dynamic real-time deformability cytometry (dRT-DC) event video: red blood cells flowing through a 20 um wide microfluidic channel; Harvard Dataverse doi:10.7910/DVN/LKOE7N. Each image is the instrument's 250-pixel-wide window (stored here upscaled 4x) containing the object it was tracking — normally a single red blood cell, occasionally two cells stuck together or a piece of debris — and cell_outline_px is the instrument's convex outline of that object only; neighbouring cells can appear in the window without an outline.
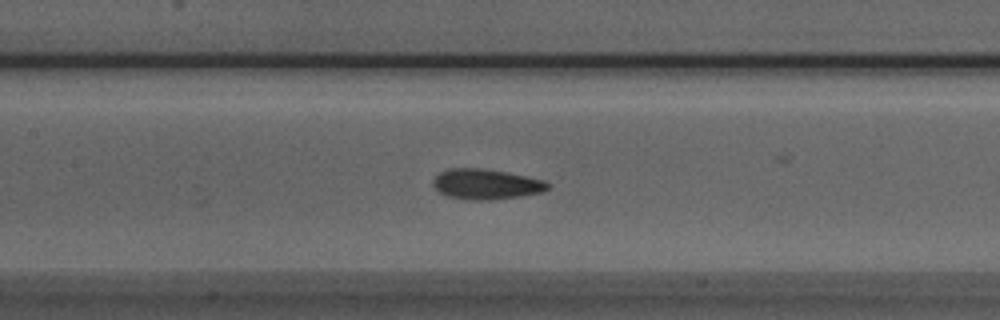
{"species": "Egyptian fruit bat (a non-hibernating species)", "species_latin": "Rousettus aegyptiacus", "temperature_condition": "room temperature", "stored_images_in_passage": 52, "camera_frame_rate_fps": 3000, "um_per_image_px": 0.085, "animal": {"sex": "male"}, "frame": {"image": 1, "passage_image": 23, "time_ms": 7.333, "image_size_px": [1000, 320], "cell_outline_px": [[548, 188], [540, 192], [520, 196], [488, 200], [468, 200], [448, 196], [440, 192], [432, 184], [432, 180], [440, 172], [452, 168], [480, 168], [504, 172], [544, 180], [548, 184]], "centroid_in_image_um": [41.27, 15.66], "position_along_channel_um": 166.1, "area_um2": 19.88}}
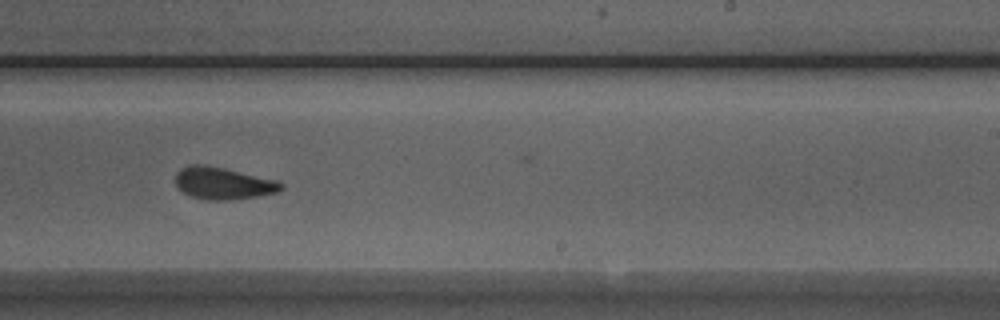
{"frame": {"image": 2, "passage_image": 31, "time_ms": 10.0, "image_size_px": [1000, 320], "cell_outline_px": [[284, 188], [280, 192], [232, 200], [208, 200], [192, 196], [176, 188], [176, 172], [180, 168], [192, 164], [204, 164], [224, 168], [276, 180], [284, 184]], "centroid_in_image_um": [18.96, 15.58], "position_along_channel_um": 270.0, "area_um2": 19.83}}
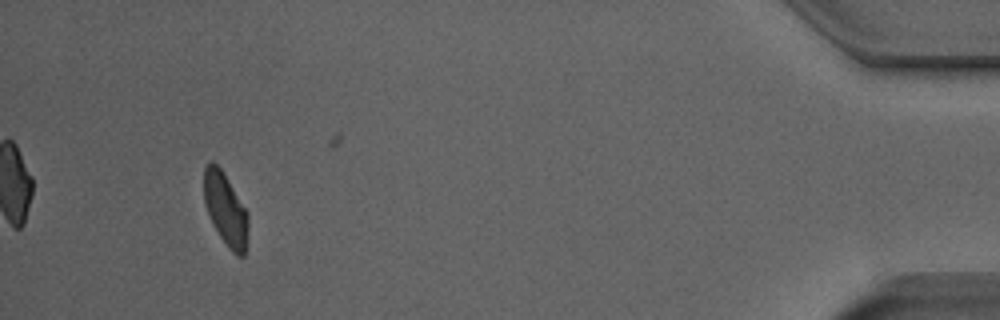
{"frame": {"image": 3, "passage_image": 48, "time_ms": 15.667, "image_size_px": [1000, 320], "cell_outline_px": [[248, 228], [244, 256], [236, 256], [228, 248], [212, 224], [204, 204], [204, 168], [212, 160], [220, 168], [228, 180], [248, 212]], "centroid_in_image_um": [19.16, 17.81], "position_along_channel_um": 416.0, "area_um2": 18.67}, "authors_computed_cell_mechanics": {"area_um2": 19.7676, "velocity_mm_per_s": 3.9132, "shape_relaxation_time_tau1_ms": 5.356, "shape_relaxation_time_tau2_ms": 2.0265, "deformation_change_tau1": 0.1422, "deformation_change_tau2": 0.0846}}